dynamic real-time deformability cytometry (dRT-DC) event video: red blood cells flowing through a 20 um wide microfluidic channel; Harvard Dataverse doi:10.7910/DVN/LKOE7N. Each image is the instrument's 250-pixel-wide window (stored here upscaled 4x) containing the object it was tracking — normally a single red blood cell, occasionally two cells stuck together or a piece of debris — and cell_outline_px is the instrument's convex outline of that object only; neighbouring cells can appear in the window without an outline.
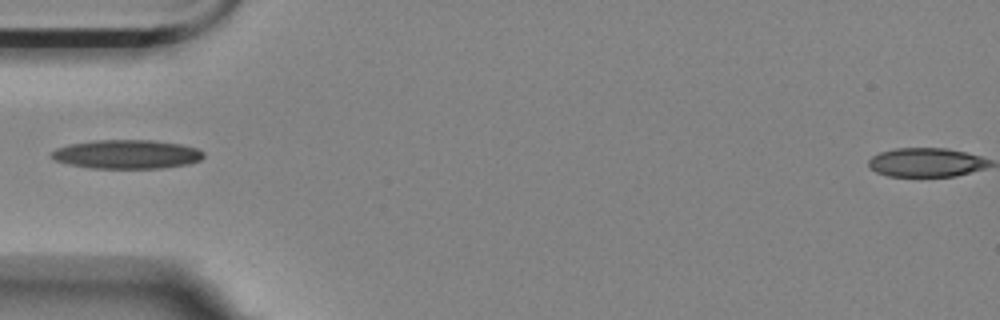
{"species": "Egyptian fruit bat (a non-hibernating species)", "species_latin": "Rousettus aegyptiacus", "temperature_condition": "room temperature", "stored_images_in_passage": 6, "camera_frame_rate_fps": 3000, "um_per_image_px": 0.085, "animal": {"sex": "female"}, "frame": {"image": 1, "passage_image": 3, "time_ms": 2.333, "image_size_px": [1000, 320], "cell_outline_px": [[204, 156], [200, 160], [188, 164], [160, 168], [92, 168], [52, 160], [52, 152], [56, 148], [68, 144], [92, 140], [152, 140], [180, 144], [196, 148], [204, 152]], "centroid_in_image_um": [10.78, 13.1], "position_along_channel_um": 74.2, "area_um2": 25.55}}
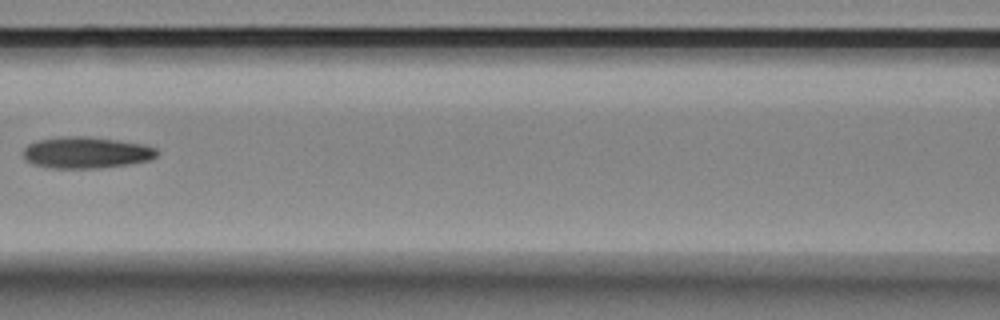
{"frame": {"image": 2, "passage_image": 5, "time_ms": 4.667, "image_size_px": [1000, 320], "cell_outline_px": [[160, 152], [152, 160], [128, 164], [96, 168], [56, 168], [36, 164], [28, 160], [24, 156], [24, 148], [28, 144], [36, 140], [64, 136], [88, 136], [144, 144], [156, 148]], "centroid_in_image_um": [7.38, 12.95], "position_along_channel_um": 159.2, "area_um2": 24.39}}
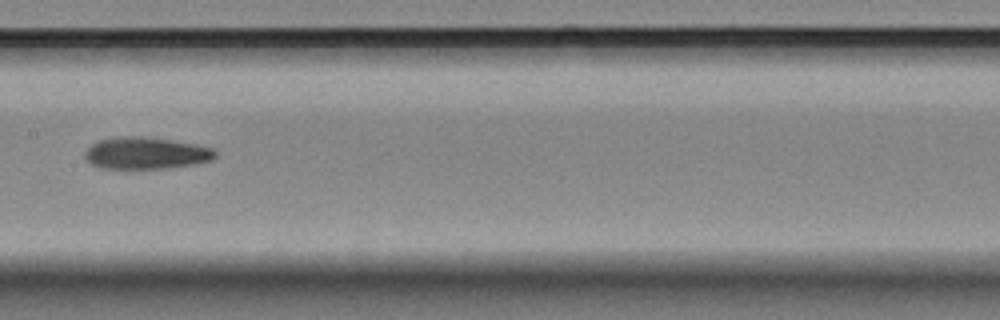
{"frame": {"image": 3, "passage_image": 6, "time_ms": 5.667, "image_size_px": [1000, 320], "cell_outline_px": [[216, 156], [212, 160], [196, 164], [168, 168], [104, 168], [92, 164], [84, 156], [84, 152], [92, 144], [100, 140], [116, 136], [144, 136], [172, 140], [196, 144], [212, 148], [216, 152]], "centroid_in_image_um": [12.43, 13.01], "position_along_channel_um": 195.0, "area_um2": 24.22}}